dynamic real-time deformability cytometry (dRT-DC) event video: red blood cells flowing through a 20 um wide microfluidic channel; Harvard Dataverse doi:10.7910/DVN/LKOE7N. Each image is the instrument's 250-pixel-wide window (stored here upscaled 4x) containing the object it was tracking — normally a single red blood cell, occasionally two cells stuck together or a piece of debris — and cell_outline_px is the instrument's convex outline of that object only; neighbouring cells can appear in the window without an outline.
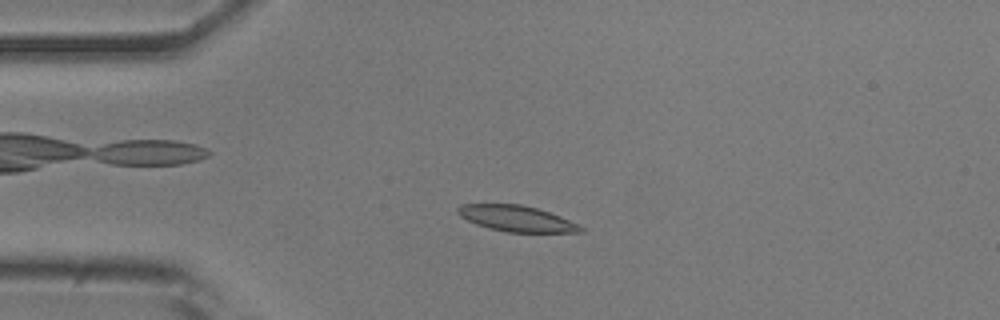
{"species": "common noctule bat (a hibernating species)", "species_latin": "Nyctalus noctula", "temperature_condition": "room temperature", "stored_images_in_passage": 43, "camera_frame_rate_fps": 3000, "um_per_image_px": 0.085, "animal": {"sex": "male", "body_mass_g": 20.5, "forearm_length_mm": 52.5}, "frame": {"image": 1, "passage_image": 3, "time_ms": 0.667, "image_size_px": [1000, 320], "cell_outline_px": [[584, 232], [508, 232], [488, 228], [476, 224], [460, 216], [456, 212], [456, 208], [460, 204], [520, 204], [536, 208], [560, 216], [584, 228]], "centroid_in_image_um": [43.86, 18.57], "position_along_channel_um": 41.1, "area_um2": 18.38}}
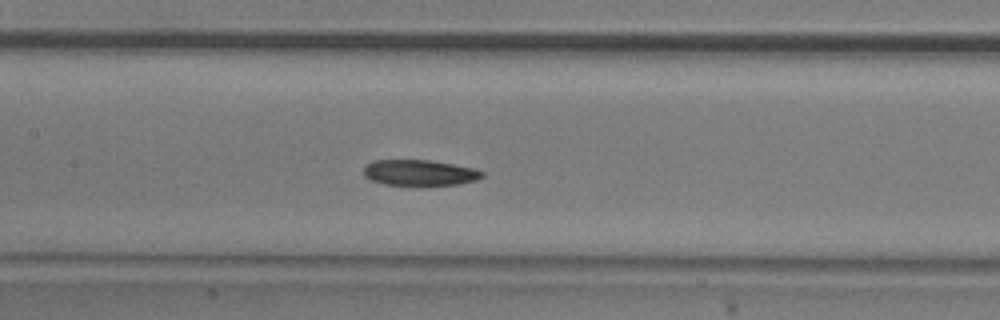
{"frame": {"image": 2, "passage_image": 15, "time_ms": 4.667, "image_size_px": [1000, 320], "cell_outline_px": [[484, 176], [476, 180], [456, 184], [424, 188], [420, 188], [384, 184], [372, 180], [364, 176], [364, 168], [368, 164], [376, 160], [432, 160], [476, 168], [484, 172]], "centroid_in_image_um": [35.71, 14.72], "position_along_channel_um": 171.7, "area_um2": 18.61}}
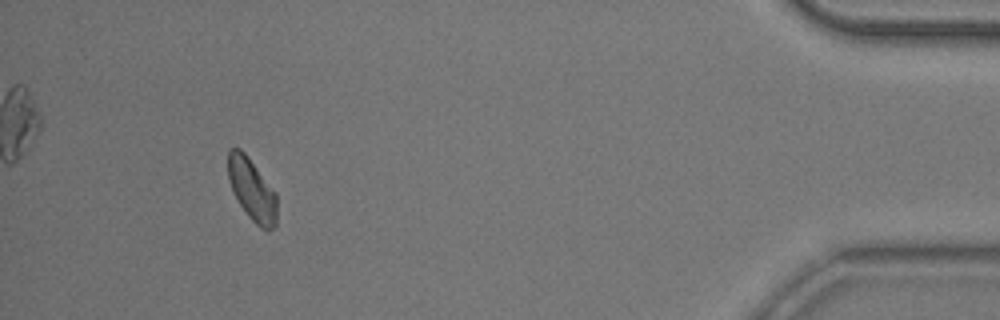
{"frame": {"image": 3, "passage_image": 39, "time_ms": 12.667, "image_size_px": [1000, 320], "cell_outline_px": [[276, 228], [268, 232], [260, 228], [248, 216], [240, 204], [228, 180], [228, 148], [240, 148], [248, 156], [276, 192]], "centroid_in_image_um": [21.43, 16.13], "position_along_channel_um": 413.8, "area_um2": 17.8}, "authors_computed_cell_mechanics": {"area_um2": 18.5538, "velocity_mm_per_s": 3.8412, "shape_relaxation_time_tau1_ms": 2.8483, "shape_relaxation_time_tau2_ms": null, "deformation_change_tau1": 0.0815, "deformation_change_tau2": null}}